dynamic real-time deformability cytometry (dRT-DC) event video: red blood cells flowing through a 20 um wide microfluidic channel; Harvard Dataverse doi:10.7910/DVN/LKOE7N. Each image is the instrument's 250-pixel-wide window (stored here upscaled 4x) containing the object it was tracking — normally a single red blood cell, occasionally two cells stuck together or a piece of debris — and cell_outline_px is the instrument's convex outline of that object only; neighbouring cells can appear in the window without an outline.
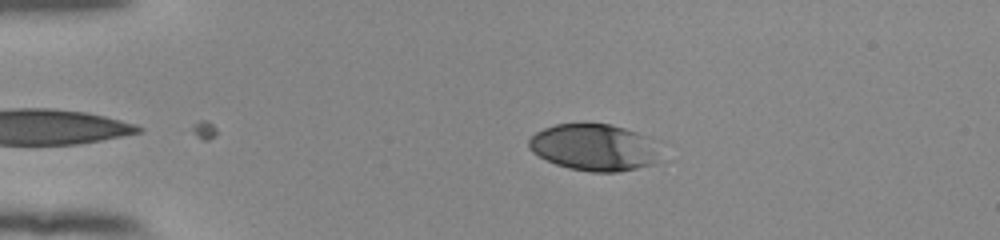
{"species": "human", "species_latin": "Homo sapiens", "temperature_condition": "room temperature", "stored_images_in_passage": 4, "camera_frame_rate_fps": 3000, "um_per_image_px": 0.085, "donor": {"sex": "female"}, "frame": {"image": 1, "passage_image": 4, "time_ms": 1.0, "image_size_px": [1000, 240], "cell_outline_px": [[656, 164], [616, 172], [592, 172], [568, 168], [556, 164], [532, 152], [528, 148], [528, 140], [536, 132], [544, 128], [556, 124], [608, 124], [624, 128], [636, 132], [644, 136], [652, 152]], "centroid_in_image_um": [50.35, 12.53], "position_along_channel_um": 34.7, "area_um2": 34.62}}